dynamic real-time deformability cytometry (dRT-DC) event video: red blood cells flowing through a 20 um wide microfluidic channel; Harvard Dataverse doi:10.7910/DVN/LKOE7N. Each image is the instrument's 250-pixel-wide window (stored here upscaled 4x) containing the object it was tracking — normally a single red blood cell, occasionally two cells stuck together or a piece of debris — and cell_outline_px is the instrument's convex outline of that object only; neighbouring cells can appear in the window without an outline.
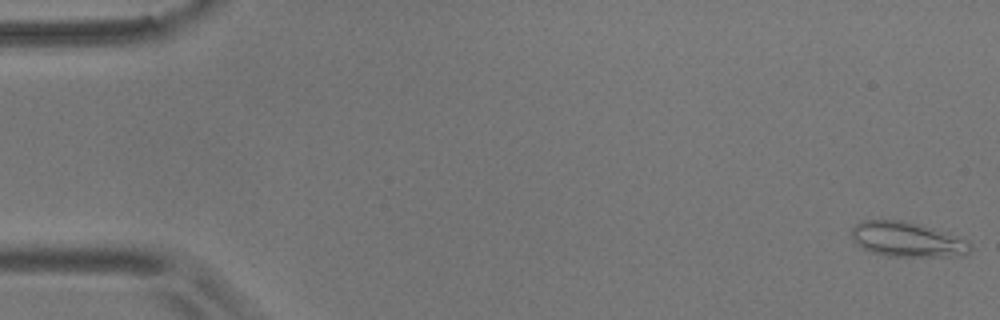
{"species": "common noctule bat (a hibernating species)", "species_latin": "Nyctalus noctula", "temperature_condition": "room temperature", "stored_images_in_passage": 55, "camera_frame_rate_fps": 3000, "um_per_image_px": 0.085, "animal": {"sex": "male", "body_mass_g": 17.9}, "frame": {"image": 1, "passage_image": 1, "time_ms": 0.0, "image_size_px": [1000, 320], "cell_outline_px": [[972, 248], [964, 256], [888, 256], [868, 252], [852, 236], [852, 228], [856, 224], [864, 220], [904, 220], [920, 224], [968, 240], [972, 244]], "centroid_in_image_um": [77.15, 20.35], "position_along_channel_um": 7.9, "area_um2": 23.99}}
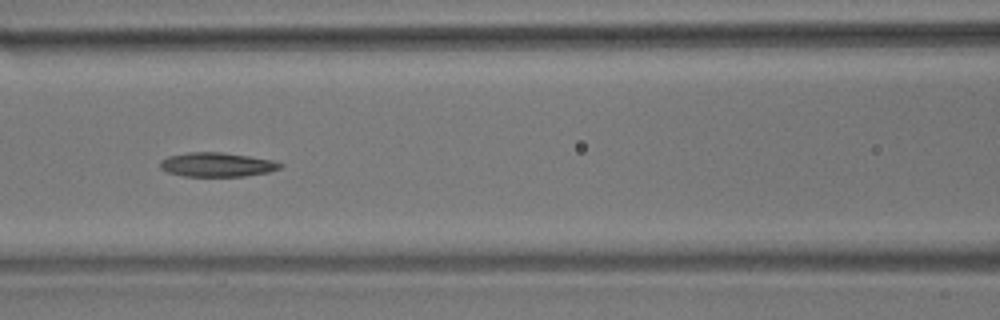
{"frame": {"image": 2, "passage_image": 24, "time_ms": 7.667, "image_size_px": [1000, 320], "cell_outline_px": [[284, 164], [280, 168], [268, 172], [244, 176], [184, 176], [168, 172], [160, 168], [160, 160], [168, 156], [188, 152], [220, 152], [248, 156], [272, 160]], "centroid_in_image_um": [18.42, 13.99], "position_along_channel_um": 148.2, "area_um2": 16.82}}
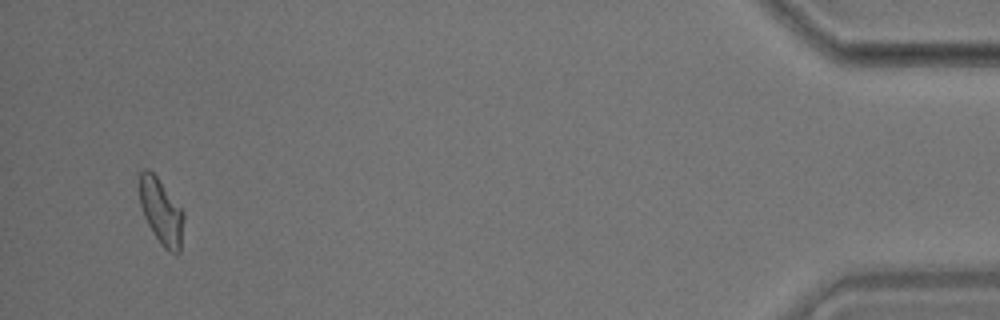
{"frame": {"image": 3, "passage_image": 53, "time_ms": 17.333, "image_size_px": [1000, 320], "cell_outline_px": [[184, 216], [180, 252], [168, 252], [164, 248], [148, 224], [144, 216], [140, 204], [140, 172], [144, 168], [148, 168], [156, 176], [184, 212]], "centroid_in_image_um": [13.7, 17.98], "position_along_channel_um": 421.5, "area_um2": 16.59}}